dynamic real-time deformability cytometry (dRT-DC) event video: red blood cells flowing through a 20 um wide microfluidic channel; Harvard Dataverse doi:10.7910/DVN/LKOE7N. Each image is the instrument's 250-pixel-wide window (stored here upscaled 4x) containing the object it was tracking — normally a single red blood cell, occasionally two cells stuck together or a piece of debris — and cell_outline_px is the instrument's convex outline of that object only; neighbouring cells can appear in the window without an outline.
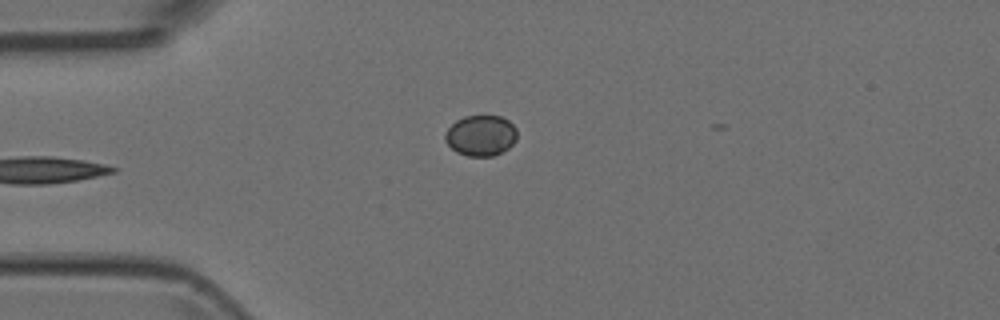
{"species": "Egyptian fruit bat (a non-hibernating species)", "species_latin": "Rousettus aegyptiacus", "temperature_condition": "room temperature", "stored_images_in_passage": 2, "camera_frame_rate_fps": 3000, "um_per_image_px": 0.085, "animal": {"sex": "female"}, "frame": {"image": 1, "passage_image": 2, "time_ms": 0.333, "image_size_px": [1000, 320], "cell_outline_px": [[516, 140], [508, 148], [492, 156], [468, 156], [456, 152], [444, 140], [444, 136], [448, 128], [456, 120], [464, 116], [500, 116], [508, 120], [516, 128]], "centroid_in_image_um": [40.86, 11.51], "position_along_channel_um": 44.1, "area_um2": 16.99}}